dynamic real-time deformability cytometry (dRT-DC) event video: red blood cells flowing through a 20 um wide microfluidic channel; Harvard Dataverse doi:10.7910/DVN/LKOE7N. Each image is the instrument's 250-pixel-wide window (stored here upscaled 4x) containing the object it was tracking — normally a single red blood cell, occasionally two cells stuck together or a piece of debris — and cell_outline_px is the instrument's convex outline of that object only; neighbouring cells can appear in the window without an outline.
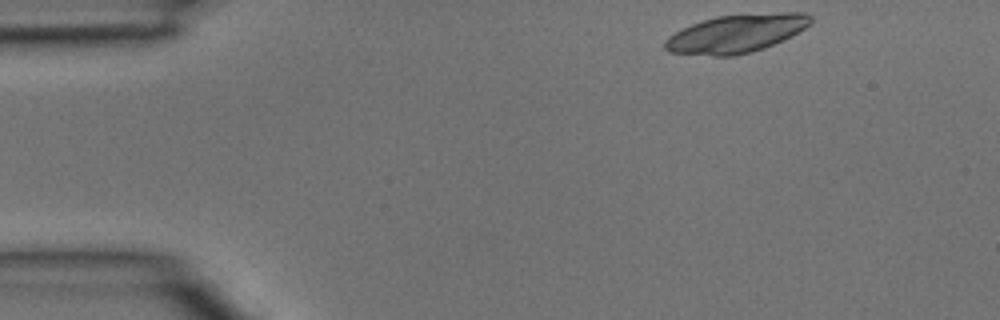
{"species": "common noctule bat (a hibernating species)", "species_latin": "Nyctalus noctula", "temperature_condition": "room temperature", "stored_images_in_passage": 2, "camera_frame_rate_fps": 3000, "um_per_image_px": 0.085, "animal": {"sex": "male", "body_mass_g": 15.6}, "frame": {"image": 1, "passage_image": 1, "time_ms": 0.0, "image_size_px": [1000, 320], "cell_outline_px": [[812, 20], [804, 28], [764, 48], [732, 56], [712, 56], [668, 52], [664, 48], [664, 40], [668, 36], [692, 24], [716, 16], [780, 12], [804, 12], [812, 16]], "centroid_in_image_um": [62.54, 2.85], "position_along_channel_um": 22.5, "area_um2": 31.96}}